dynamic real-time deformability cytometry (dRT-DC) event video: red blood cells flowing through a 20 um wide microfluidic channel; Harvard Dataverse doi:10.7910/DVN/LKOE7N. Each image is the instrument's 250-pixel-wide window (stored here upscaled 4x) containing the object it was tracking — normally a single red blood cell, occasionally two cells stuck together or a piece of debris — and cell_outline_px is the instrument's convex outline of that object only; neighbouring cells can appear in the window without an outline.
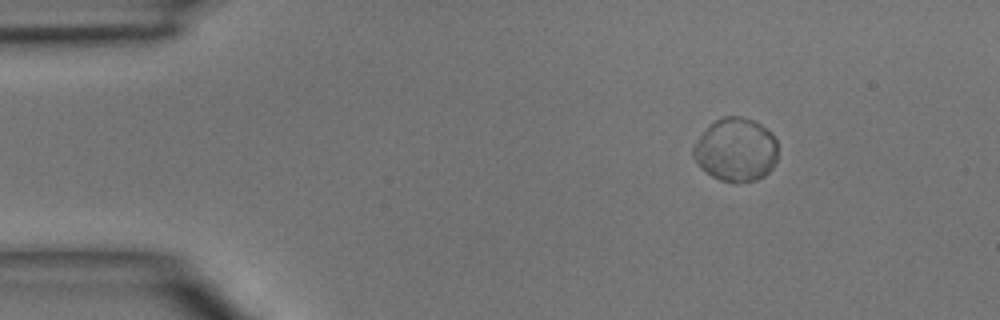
{"species": "common noctule bat (a hibernating species)", "species_latin": "Nyctalus noctula", "temperature_condition": "room temperature", "stored_images_in_passage": 3, "camera_frame_rate_fps": 3000, "um_per_image_px": 0.085, "animal": {"sex": "male", "body_mass_g": 15.6}, "frame": {"image": 1, "passage_image": 1, "time_ms": 0.0, "image_size_px": [1000, 320], "cell_outline_px": [[776, 160], [772, 168], [764, 176], [756, 180], [720, 180], [712, 176], [700, 168], [692, 156], [692, 148], [700, 136], [716, 120], [724, 116], [740, 116], [752, 120], [760, 124], [772, 132], [776, 140]], "centroid_in_image_um": [62.54, 12.71], "position_along_channel_um": 22.5, "area_um2": 30.81}}